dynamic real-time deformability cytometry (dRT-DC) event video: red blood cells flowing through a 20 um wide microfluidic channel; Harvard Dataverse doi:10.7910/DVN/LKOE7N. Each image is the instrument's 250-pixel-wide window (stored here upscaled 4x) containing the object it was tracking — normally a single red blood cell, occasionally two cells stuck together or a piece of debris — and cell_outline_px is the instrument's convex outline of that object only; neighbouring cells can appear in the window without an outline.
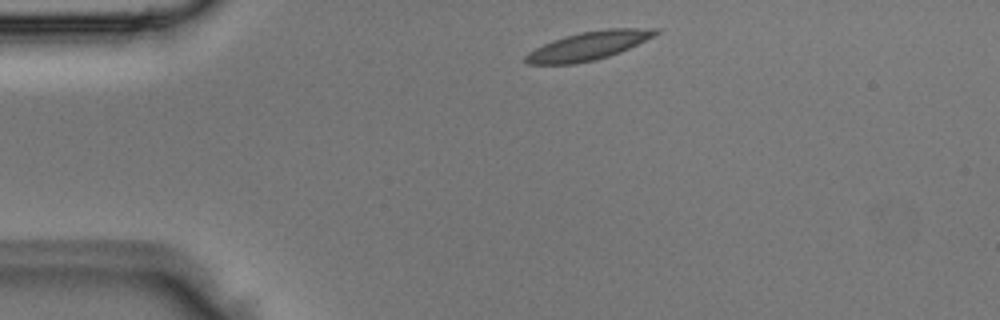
{"species": "Egyptian fruit bat (a non-hibernating species)", "species_latin": "Rousettus aegyptiacus", "temperature_condition": "room temperature", "stored_images_in_passage": 2, "camera_frame_rate_fps": 3000, "um_per_image_px": 0.085, "animal": {"sex": "male"}, "frame": {"image": 1, "passage_image": 1, "time_ms": 0.0, "image_size_px": [1000, 320], "cell_outline_px": [[660, 32], [656, 36], [620, 52], [596, 60], [572, 64], [528, 64], [524, 60], [524, 56], [528, 52], [552, 40], [564, 36], [580, 32], [608, 28], [660, 28]], "centroid_in_image_um": [50.06, 3.88], "position_along_channel_um": 34.9, "area_um2": 21.68}}